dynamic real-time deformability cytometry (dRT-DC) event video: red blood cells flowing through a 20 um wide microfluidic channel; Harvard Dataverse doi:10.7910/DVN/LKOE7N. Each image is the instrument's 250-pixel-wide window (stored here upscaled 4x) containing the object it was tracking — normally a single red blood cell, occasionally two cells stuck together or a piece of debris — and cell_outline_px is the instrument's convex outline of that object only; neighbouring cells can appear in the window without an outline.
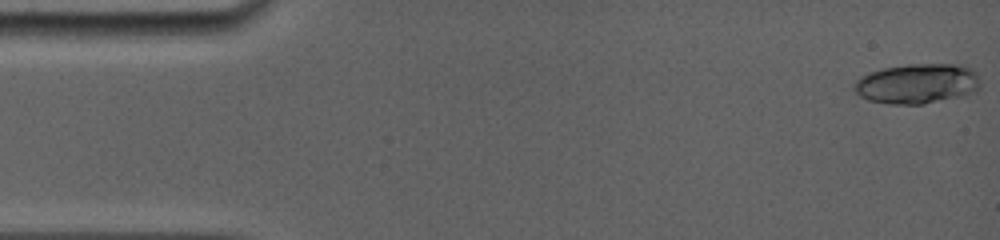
{"species": "common noctule bat (a hibernating species)", "species_latin": "Nyctalus noctula", "temperature_condition": "room temperature", "stored_images_in_passage": 7, "camera_frame_rate_fps": 5000, "um_per_image_px": 0.085, "animal": {"sex": "female", "body_mass_g": 19.0, "forearm_length_mm": 56.7}, "frame": {"image": 1, "passage_image": 1, "time_ms": 0.0, "image_size_px": [1000, 240], "cell_outline_px": [[980, 88], [976, 92], [968, 96], [924, 104], [888, 104], [868, 100], [860, 96], [852, 88], [852, 84], [860, 76], [884, 68], [908, 64], [964, 64], [976, 72], [980, 80]], "centroid_in_image_um": [78.01, 7.12], "position_along_channel_um": 7.0, "area_um2": 30.06}}